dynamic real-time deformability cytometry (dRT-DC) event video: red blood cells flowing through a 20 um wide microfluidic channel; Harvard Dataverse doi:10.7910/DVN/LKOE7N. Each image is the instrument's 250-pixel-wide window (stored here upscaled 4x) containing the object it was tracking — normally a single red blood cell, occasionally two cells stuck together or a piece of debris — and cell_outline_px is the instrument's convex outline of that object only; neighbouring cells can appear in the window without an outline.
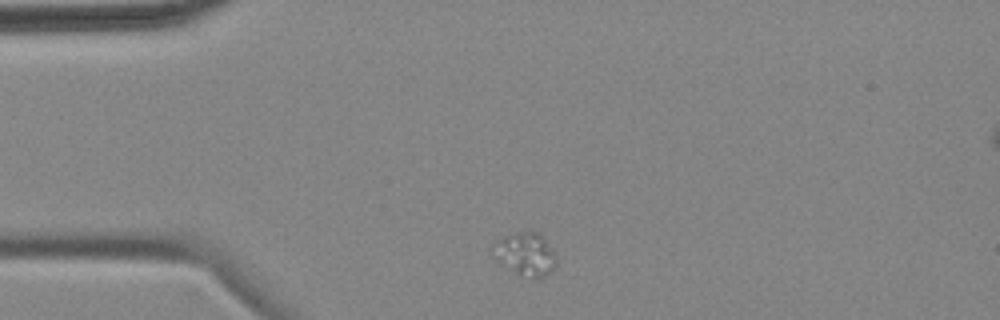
{"species": "common noctule bat (a hibernating species)", "species_latin": "Nyctalus noctula", "temperature_condition": "cold", "stored_images_in_passage": 3, "camera_frame_rate_fps": 3000, "um_per_image_px": 0.085, "animal": {"sex": "female", "body_mass_g": 18.4}, "frame": {"image": 1, "passage_image": 1, "time_ms": 0.0, "image_size_px": [1000, 320], "cell_outline_px": [[556, 264], [552, 272], [548, 276], [536, 280], [516, 272], [500, 264], [488, 256], [488, 248], [496, 240], [504, 236], [516, 232], [540, 232], [552, 248], [556, 256]], "centroid_in_image_um": [44.6, 21.61], "position_along_channel_um": 40.4, "area_um2": 16.7}}